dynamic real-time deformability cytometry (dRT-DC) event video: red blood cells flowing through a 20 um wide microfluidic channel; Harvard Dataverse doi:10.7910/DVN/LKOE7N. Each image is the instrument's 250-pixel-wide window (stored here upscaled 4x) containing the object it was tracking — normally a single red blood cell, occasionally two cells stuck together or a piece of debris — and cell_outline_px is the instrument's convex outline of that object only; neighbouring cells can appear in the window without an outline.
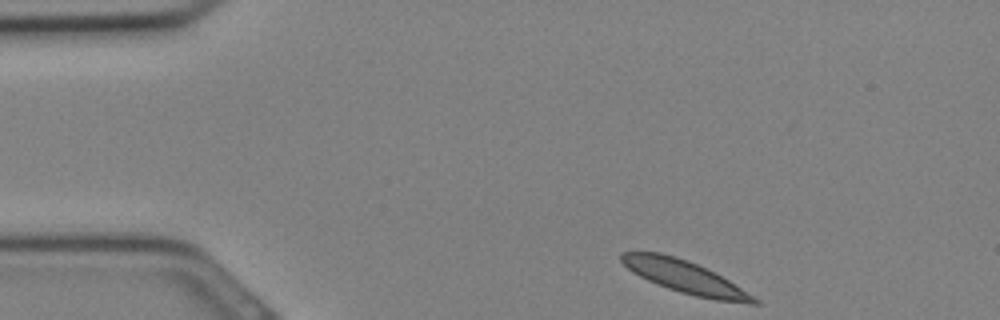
{"species": "Egyptian fruit bat (a non-hibernating species)", "species_latin": "Rousettus aegyptiacus", "temperature_condition": "cold", "stored_images_in_passage": 28, "camera_frame_rate_fps": 3000, "um_per_image_px": 0.085, "animal": {"sex": "female"}, "frame": {"image": 1, "passage_image": 1, "time_ms": 0.0, "image_size_px": [1000, 320], "cell_outline_px": [[760, 304], [748, 304], [716, 300], [696, 296], [680, 292], [656, 284], [632, 272], [620, 260], [620, 252], [660, 252], [676, 256], [688, 260], [728, 280], [760, 300]], "centroid_in_image_um": [58.2, 23.54], "position_along_channel_um": 26.8, "area_um2": 24.8}}
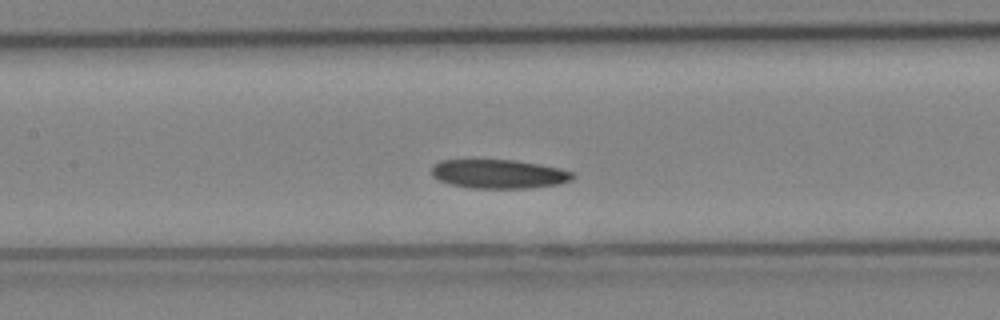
{"frame": {"image": 2, "passage_image": 11, "time_ms": 3.333, "image_size_px": [1000, 320], "cell_outline_px": [[576, 176], [572, 180], [556, 184], [528, 188], [472, 188], [448, 184], [432, 176], [432, 168], [440, 160], [512, 160], [540, 164], [560, 168], [576, 172]], "centroid_in_image_um": [42.44, 14.79], "position_along_channel_um": 165.0, "area_um2": 23.81}}
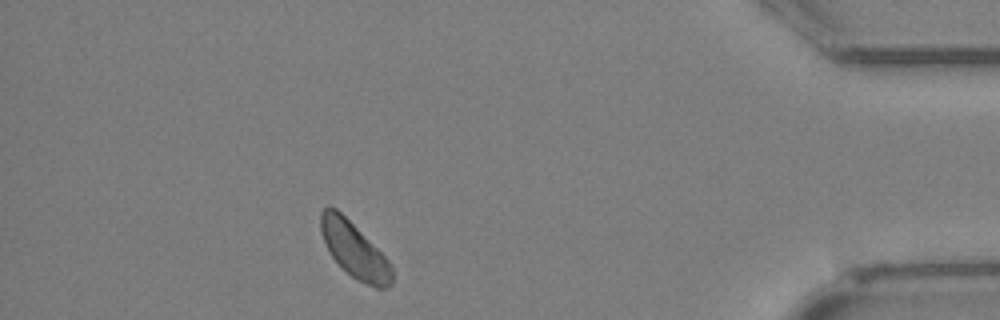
{"frame": {"image": 3, "passage_image": 25, "time_ms": 8.0, "image_size_px": [1000, 320], "cell_outline_px": [[392, 284], [388, 288], [376, 288], [356, 280], [332, 256], [320, 232], [320, 212], [328, 204], [336, 208], [388, 260], [392, 268]], "centroid_in_image_um": [30.11, 21.25], "position_along_channel_um": 405.1, "area_um2": 22.43}}